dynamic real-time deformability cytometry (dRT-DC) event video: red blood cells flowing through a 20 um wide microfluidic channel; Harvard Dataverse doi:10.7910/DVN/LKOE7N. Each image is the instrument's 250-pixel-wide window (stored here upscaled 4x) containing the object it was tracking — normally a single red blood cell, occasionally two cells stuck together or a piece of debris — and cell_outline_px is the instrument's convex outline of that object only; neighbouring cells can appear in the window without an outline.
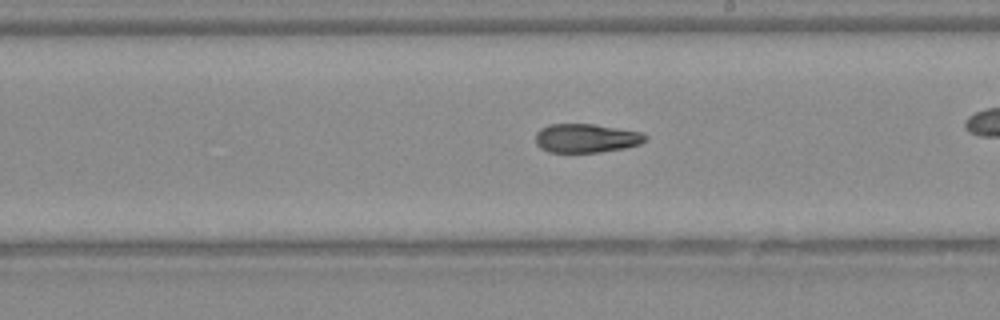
{"species": "Egyptian fruit bat (a non-hibernating species)", "species_latin": "Rousettus aegyptiacus", "temperature_condition": "warm", "stored_images_in_passage": 40, "camera_frame_rate_fps": 3000, "um_per_image_px": 0.085, "animal": {"sex": "female"}, "frame": {"image": 1, "passage_image": 29, "time_ms": 9.333, "image_size_px": [1000, 320], "cell_outline_px": [[648, 140], [640, 144], [624, 148], [600, 152], [548, 152], [540, 148], [536, 144], [536, 132], [540, 128], [548, 124], [592, 124], [640, 132], [648, 136]], "centroid_in_image_um": [49.81, 11.75], "position_along_channel_um": 239.2, "area_um2": 18.5}}